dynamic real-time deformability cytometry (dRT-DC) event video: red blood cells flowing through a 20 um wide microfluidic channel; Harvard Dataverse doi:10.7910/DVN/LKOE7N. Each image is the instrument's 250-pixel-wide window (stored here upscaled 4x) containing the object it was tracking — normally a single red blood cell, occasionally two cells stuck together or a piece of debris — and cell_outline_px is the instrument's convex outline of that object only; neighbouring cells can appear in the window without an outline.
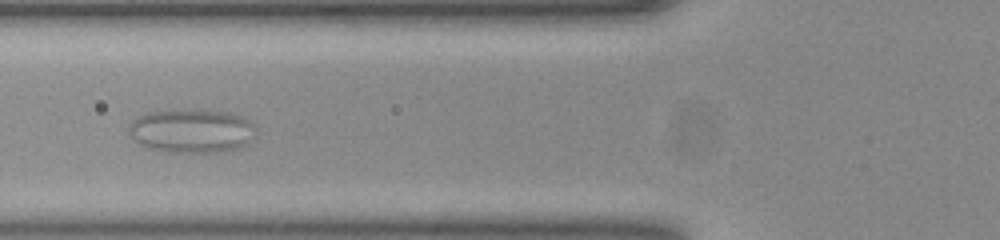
{"species": "common noctule bat (a hibernating species)", "species_latin": "Nyctalus noctula", "temperature_condition": "room temperature", "stored_images_in_passage": 57, "camera_frame_rate_fps": 3000, "um_per_image_px": 0.085, "animal": {"sex": "female", "body_mass_g": 23.0, "forearm_length_mm": 53.4}, "frame": {"image": 1, "passage_image": 22, "time_ms": 7.0, "image_size_px": [1000, 240], "cell_outline_px": [[252, 124], [248, 140], [244, 144], [236, 148], [212, 152], [168, 152], [148, 148], [140, 144], [128, 132], [128, 128], [132, 120], [136, 116], [144, 112], [168, 108], [196, 108], [228, 112], [244, 116]], "centroid_in_image_um": [16.16, 11.06], "position_along_channel_um": 109.6, "area_um2": 32.71}}
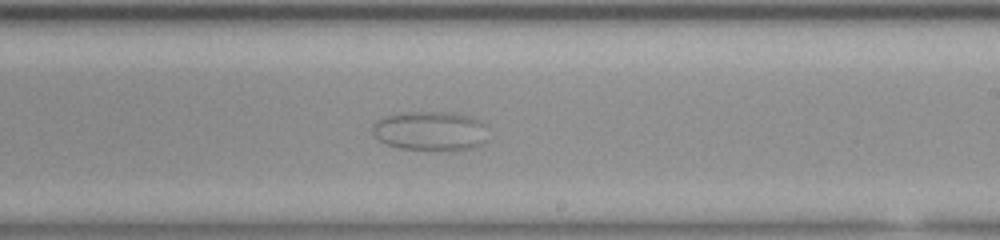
{"frame": {"image": 2, "passage_image": 34, "time_ms": 11.0, "image_size_px": [1000, 240], "cell_outline_px": [[484, 140], [480, 144], [472, 148], [400, 148], [388, 144], [380, 140], [372, 132], [372, 124], [376, 120], [384, 116], [400, 112], [452, 112], [468, 116], [480, 120], [484, 124]], "centroid_in_image_um": [36.5, 11.07], "position_along_channel_um": 252.5, "area_um2": 25.72}}
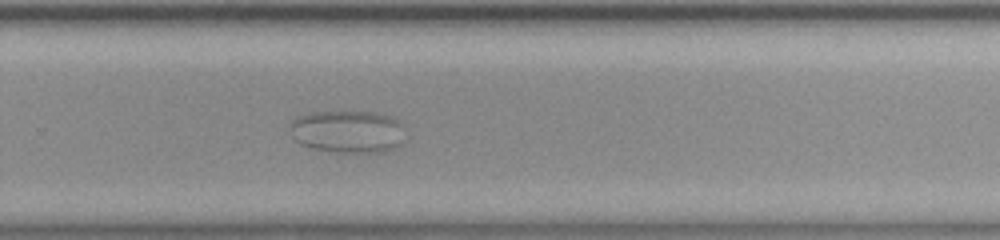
{"frame": {"image": 3, "passage_image": 38, "time_ms": 12.333, "image_size_px": [1000, 240], "cell_outline_px": [[408, 140], [396, 148], [380, 152], [336, 152], [312, 148], [300, 144], [292, 136], [288, 128], [288, 124], [296, 116], [312, 112], [372, 112], [388, 116], [404, 124], [408, 128]], "centroid_in_image_um": [29.62, 11.19], "position_along_channel_um": 300.2, "area_um2": 29.36}}